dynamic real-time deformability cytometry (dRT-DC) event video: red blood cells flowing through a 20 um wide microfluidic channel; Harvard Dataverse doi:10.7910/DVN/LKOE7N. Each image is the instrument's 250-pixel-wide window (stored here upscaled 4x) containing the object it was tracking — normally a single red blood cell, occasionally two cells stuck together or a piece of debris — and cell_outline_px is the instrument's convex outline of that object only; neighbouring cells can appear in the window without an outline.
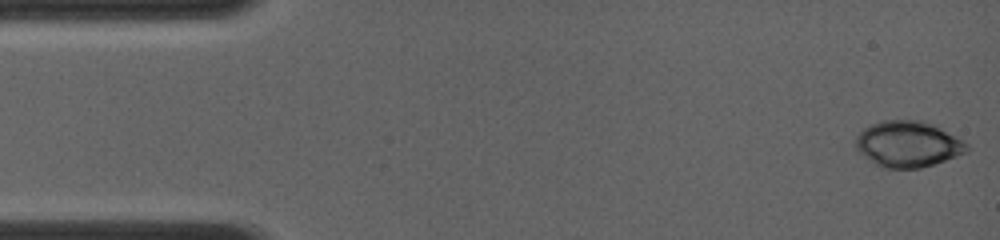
{"species": "common noctule bat (a hibernating species)", "species_latin": "Nyctalus noctula", "temperature_condition": "room temperature", "stored_images_in_passage": 5, "camera_frame_rate_fps": 4000, "um_per_image_px": 0.085, "animal": {"sex": "female", "body_mass_g": 19.0, "forearm_length_mm": 56.7}, "frame": {"image": 1, "passage_image": 1, "time_ms": 0.0, "image_size_px": [1000, 240], "cell_outline_px": [[968, 152], [920, 168], [884, 168], [876, 164], [860, 152], [856, 148], [856, 136], [864, 128], [880, 120], [924, 120], [936, 124], [968, 144]], "centroid_in_image_um": [77.19, 12.22], "position_along_channel_um": 7.8, "area_um2": 29.71}}